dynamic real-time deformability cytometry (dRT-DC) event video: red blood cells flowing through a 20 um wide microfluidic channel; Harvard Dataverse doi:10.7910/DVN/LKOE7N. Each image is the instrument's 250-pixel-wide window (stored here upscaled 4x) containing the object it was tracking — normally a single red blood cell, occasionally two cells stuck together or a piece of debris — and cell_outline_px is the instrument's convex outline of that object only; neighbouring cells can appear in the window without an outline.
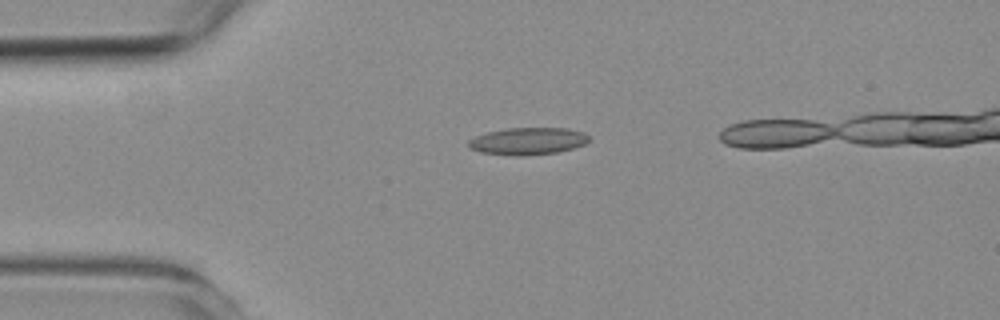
{"species": "common noctule bat (a hibernating species)", "species_latin": "Nyctalus noctula", "temperature_condition": "room temperature", "stored_images_in_passage": 33, "camera_frame_rate_fps": 3000, "um_per_image_px": 0.085, "animal": {"sex": "female", "body_mass_g": 19.3, "forearm_length_mm": 54.1}, "frame": {"image": 1, "passage_image": 1, "time_ms": 0.0, "image_size_px": [1000, 320], "cell_outline_px": [[592, 140], [584, 144], [572, 148], [556, 152], [520, 156], [516, 156], [480, 152], [468, 148], [468, 140], [476, 136], [488, 132], [508, 128], [568, 128], [584, 132]], "centroid_in_image_um": [44.87, 11.99], "position_along_channel_um": 40.1, "area_um2": 19.07}}
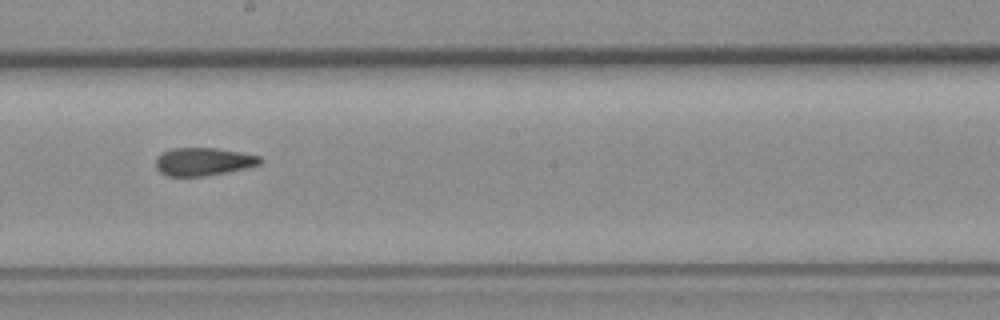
{"frame": {"image": 2, "passage_image": 19, "time_ms": 6.0, "image_size_px": [1000, 320], "cell_outline_px": [[264, 160], [260, 164], [228, 172], [204, 176], [168, 176], [160, 172], [156, 168], [156, 156], [172, 148], [216, 148], [240, 152], [260, 156]], "centroid_in_image_um": [17.28, 13.74], "position_along_channel_um": 230.9, "area_um2": 16.99}}
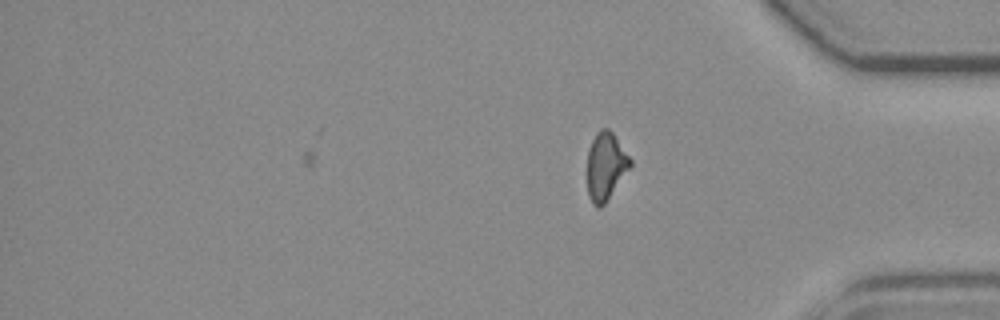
{"frame": {"image": 3, "passage_image": 33, "time_ms": 10.667, "image_size_px": [1000, 320], "cell_outline_px": [[632, 164], [604, 204], [600, 208], [596, 208], [592, 204], [588, 196], [588, 152], [592, 140], [596, 132], [600, 128], [608, 128], [612, 132], [632, 160]], "centroid_in_image_um": [51.47, 14.12], "position_along_channel_um": 383.7, "area_um2": 16.76}, "authors_computed_cell_mechanics": {"area_um2": 17.5712, "velocity_mm_per_s": 3.594, "shape_relaxation_time_tau1_ms": null, "shape_relaxation_time_tau2_ms": 3.0716, "deformation_change_tau1": null, "deformation_change_tau2": 0.1107}}